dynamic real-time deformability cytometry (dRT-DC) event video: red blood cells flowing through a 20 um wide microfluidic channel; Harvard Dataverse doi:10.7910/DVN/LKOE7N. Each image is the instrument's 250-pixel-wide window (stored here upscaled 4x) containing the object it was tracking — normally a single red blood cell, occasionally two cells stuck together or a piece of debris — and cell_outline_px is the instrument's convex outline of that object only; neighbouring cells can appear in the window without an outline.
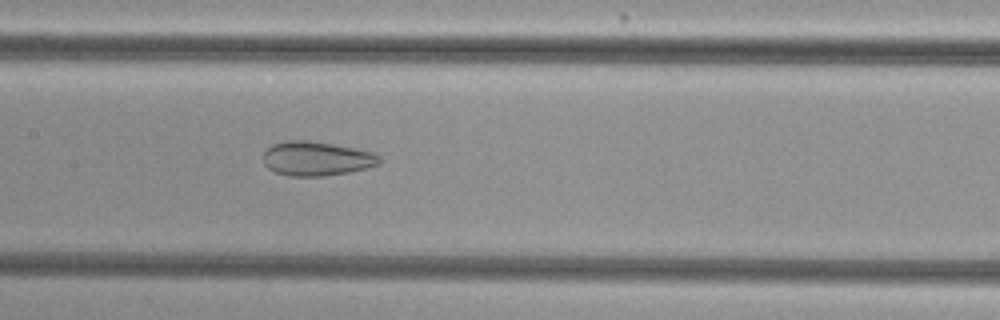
{"species": "common noctule bat (a hibernating species)", "species_latin": "Nyctalus noctula", "temperature_condition": "cold", "stored_images_in_passage": 40, "camera_frame_rate_fps": 3000, "um_per_image_px": 0.085, "animal": {"sex": "female", "body_mass_g": 29.2, "forearm_length_mm": 56.3}, "frame": {"image": 1, "passage_image": 13, "time_ms": 4.0, "image_size_px": [1000, 320], "cell_outline_px": [[380, 164], [348, 172], [324, 176], [288, 176], [276, 172], [268, 168], [264, 164], [264, 152], [272, 144], [284, 140], [308, 140], [332, 144], [372, 152], [380, 156]], "centroid_in_image_um": [26.87, 13.48], "position_along_channel_um": 180.5, "area_um2": 23.06}}
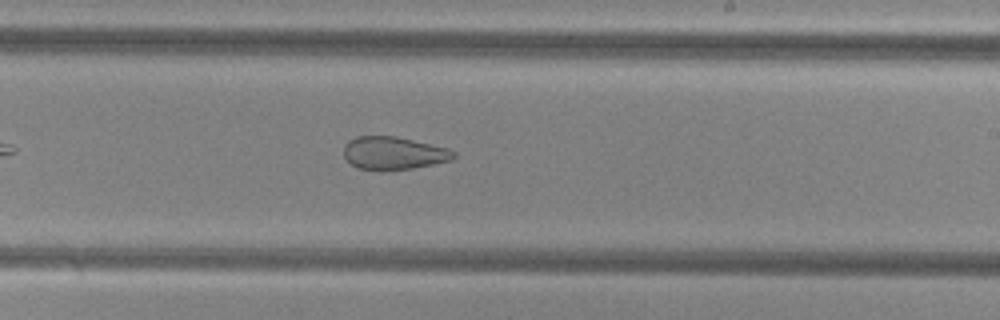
{"frame": {"image": 2, "passage_image": 19, "time_ms": 6.0, "image_size_px": [1000, 320], "cell_outline_px": [[456, 156], [452, 160], [412, 168], [384, 172], [380, 172], [360, 168], [352, 164], [344, 156], [344, 144], [348, 140], [356, 136], [396, 136], [448, 148], [456, 152]], "centroid_in_image_um": [33.44, 13.03], "position_along_channel_um": 255.6, "area_um2": 21.33}}
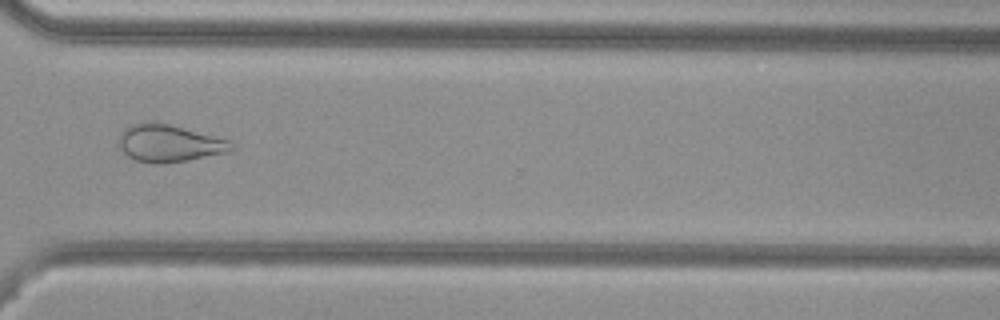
{"frame": {"image": 3, "passage_image": 27, "time_ms": 8.667, "image_size_px": [1000, 320], "cell_outline_px": [[236, 148], [224, 152], [188, 160], [160, 164], [156, 164], [136, 160], [128, 156], [120, 148], [120, 132], [128, 124], [168, 124], [228, 140], [236, 144]], "centroid_in_image_um": [14.37, 12.2], "position_along_channel_um": 356.2, "area_um2": 23.76}, "authors_computed_cell_mechanics": {"area_um2": 25.9811, "velocity_mm_per_s": 3.7699, "shape_relaxation_time_tau1_ms": null, "shape_relaxation_time_tau2_ms": 2.2484, "deformation_change_tau1": null, "deformation_change_tau2": 0.1013}}